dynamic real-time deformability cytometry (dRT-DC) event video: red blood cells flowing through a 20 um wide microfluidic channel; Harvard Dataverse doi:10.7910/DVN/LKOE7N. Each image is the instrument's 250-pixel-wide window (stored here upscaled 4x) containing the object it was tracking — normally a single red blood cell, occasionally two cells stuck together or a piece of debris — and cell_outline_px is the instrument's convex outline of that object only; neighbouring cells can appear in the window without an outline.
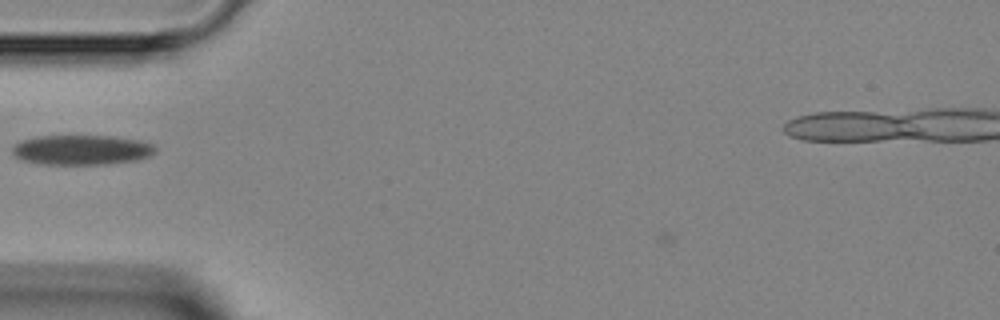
{"species": "Egyptian fruit bat (a non-hibernating species)", "species_latin": "Rousettus aegyptiacus", "temperature_condition": "room temperature", "stored_images_in_passage": 4, "camera_frame_rate_fps": 3000, "um_per_image_px": 0.085, "animal": {"sex": "female"}, "frame": {"image": 1, "passage_image": 3, "time_ms": 2.333, "image_size_px": [1000, 320], "cell_outline_px": [[156, 152], [148, 156], [136, 160], [104, 164], [44, 164], [24, 160], [16, 156], [12, 152], [12, 148], [20, 140], [36, 136], [112, 136], [140, 140], [152, 144], [156, 148]], "centroid_in_image_um": [6.94, 12.73], "position_along_channel_um": 78.1, "area_um2": 24.74}}
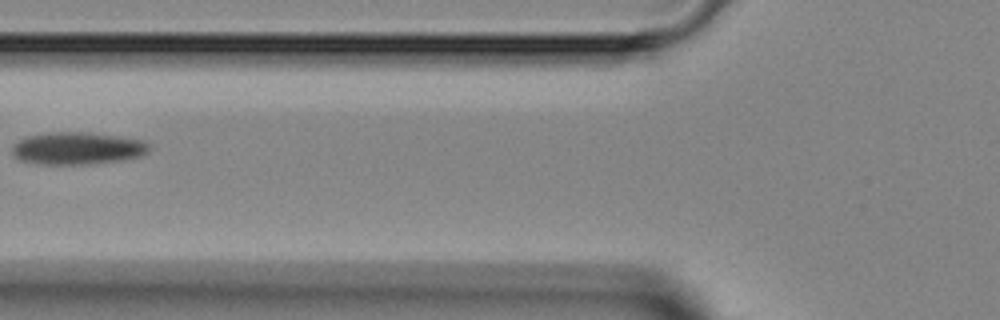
{"frame": {"image": 2, "passage_image": 4, "time_ms": 3.333, "image_size_px": [1000, 320], "cell_outline_px": [[152, 148], [148, 152], [140, 156], [124, 160], [88, 164], [36, 164], [20, 160], [12, 156], [12, 144], [28, 136], [52, 132], [88, 132], [120, 136], [148, 140]], "centroid_in_image_um": [6.63, 12.6], "position_along_channel_um": 119.2, "area_um2": 26.3}}